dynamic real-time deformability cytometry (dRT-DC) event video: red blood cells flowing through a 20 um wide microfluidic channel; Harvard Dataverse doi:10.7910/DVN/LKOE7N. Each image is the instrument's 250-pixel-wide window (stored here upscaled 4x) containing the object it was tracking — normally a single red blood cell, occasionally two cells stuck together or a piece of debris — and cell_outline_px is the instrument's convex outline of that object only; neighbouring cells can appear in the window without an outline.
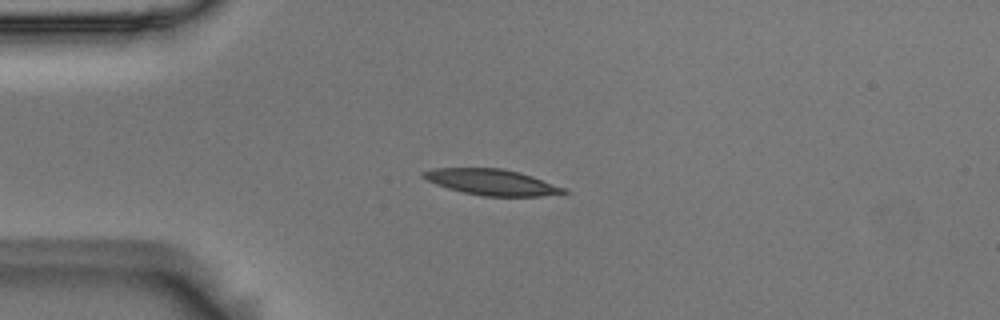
{"species": "Egyptian fruit bat (a non-hibernating species)", "species_latin": "Rousettus aegyptiacus", "temperature_condition": "room temperature", "stored_images_in_passage": 3, "camera_frame_rate_fps": 3000, "um_per_image_px": 0.085, "animal": {"sex": "male"}, "frame": {"image": 1, "passage_image": 3, "time_ms": 0.667, "image_size_px": [1000, 320], "cell_outline_px": [[572, 192], [564, 196], [484, 196], [464, 192], [448, 188], [436, 184], [420, 176], [420, 172], [432, 168], [500, 168], [520, 172], [568, 188]], "centroid_in_image_um": [41.92, 15.49], "position_along_channel_um": 43.1, "area_um2": 21.68}}